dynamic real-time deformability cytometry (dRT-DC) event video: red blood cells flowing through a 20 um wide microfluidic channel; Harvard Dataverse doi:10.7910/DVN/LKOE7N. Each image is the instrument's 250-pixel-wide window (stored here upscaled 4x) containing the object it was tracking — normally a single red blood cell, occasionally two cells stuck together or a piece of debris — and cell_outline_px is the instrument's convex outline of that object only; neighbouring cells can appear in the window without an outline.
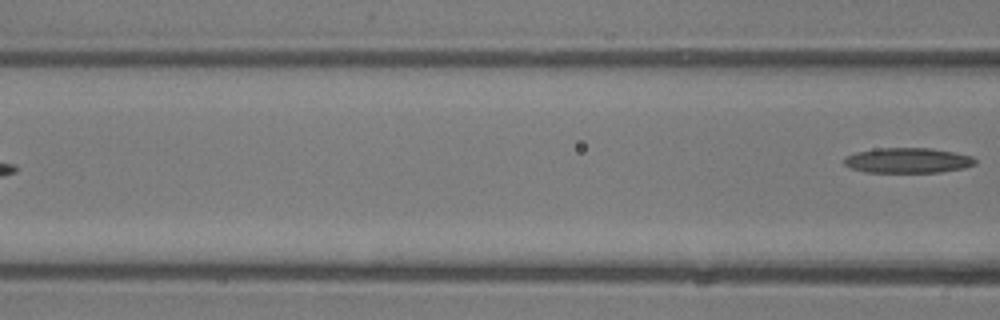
{"species": "common noctule bat (a hibernating species)", "species_latin": "Nyctalus noctula", "temperature_condition": "room temperature", "stored_images_in_passage": 3, "segment_of_instrument_passage": [2, 2], "camera_frame_rate_fps": 3000, "um_per_image_px": 0.085, "animal": {"sex": "male", "body_mass_g": 13.3}, "frame": {"image": 1, "passage_image": 3, "time_ms": 2.333, "image_size_px": [1000, 320], "cell_outline_px": [[976, 164], [964, 168], [940, 172], [864, 172], [852, 168], [844, 164], [844, 156], [856, 152], [876, 148], [932, 148], [972, 156], [976, 160]], "centroid_in_image_um": [77.15, 13.63], "position_along_channel_um": 89.5, "area_um2": 19.25}}